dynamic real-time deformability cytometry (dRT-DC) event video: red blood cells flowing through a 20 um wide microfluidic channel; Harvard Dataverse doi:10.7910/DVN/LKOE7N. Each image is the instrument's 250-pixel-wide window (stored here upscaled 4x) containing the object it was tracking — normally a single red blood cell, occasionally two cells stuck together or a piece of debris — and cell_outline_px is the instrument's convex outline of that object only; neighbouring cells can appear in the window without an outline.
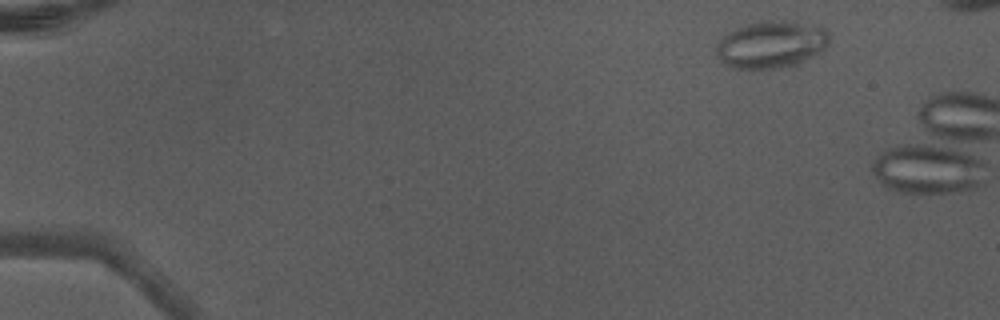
{"species": "Egyptian fruit bat (a non-hibernating species)", "species_latin": "Rousettus aegyptiacus", "temperature_condition": "warm", "stored_images_in_passage": 2, "camera_frame_rate_fps": 3000, "um_per_image_px": 0.085, "animal": {"sex": "male"}, "frame": {"image": 1, "passage_image": 1, "time_ms": 0.0, "image_size_px": [1000, 320], "cell_outline_px": [[828, 44], [820, 52], [812, 56], [776, 68], [752, 72], [732, 68], [724, 64], [716, 56], [716, 44], [728, 32], [744, 24], [760, 20], [796, 20], [824, 28], [828, 32]], "centroid_in_image_um": [65.48, 3.77], "position_along_channel_um": 19.5, "area_um2": 31.56}}